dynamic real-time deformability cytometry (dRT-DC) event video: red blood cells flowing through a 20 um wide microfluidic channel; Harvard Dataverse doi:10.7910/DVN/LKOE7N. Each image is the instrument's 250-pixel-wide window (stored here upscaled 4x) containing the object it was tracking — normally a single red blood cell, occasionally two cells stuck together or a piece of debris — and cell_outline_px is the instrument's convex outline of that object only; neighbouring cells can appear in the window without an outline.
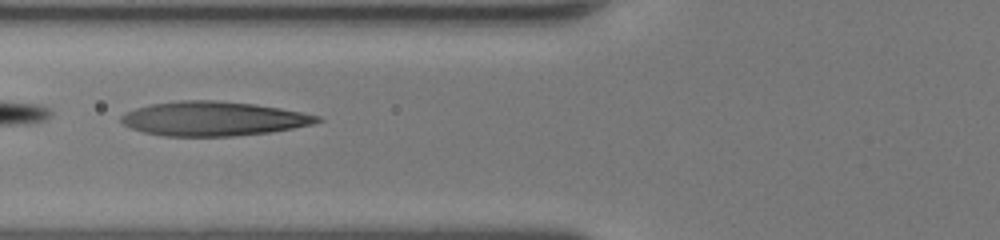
{"species": "human", "species_latin": "Homo sapiens", "temperature_condition": "room temperature", "stored_images_in_passage": 33, "camera_frame_rate_fps": 3000, "um_per_image_px": 0.085, "donor": {"sex": "female"}, "frame": {"image": 1, "passage_image": 4, "time_ms": 1.0, "image_size_px": [1000, 240], "cell_outline_px": [[324, 120], [312, 124], [292, 128], [268, 132], [232, 136], [164, 136], [144, 132], [132, 128], [124, 124], [120, 120], [120, 116], [124, 112], [136, 108], [152, 104], [180, 100], [216, 100], [256, 104], [280, 108], [320, 116]], "centroid_in_image_um": [18.12, 10.08], "position_along_channel_um": 107.7, "area_um2": 39.07}}
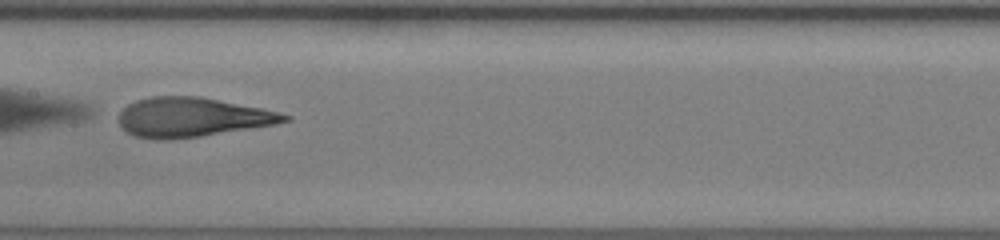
{"frame": {"image": 2, "passage_image": 10, "time_ms": 3.0, "image_size_px": [1000, 240], "cell_outline_px": [[292, 120], [276, 124], [200, 136], [172, 140], [156, 140], [136, 136], [128, 132], [120, 124], [120, 112], [128, 104], [136, 100], [152, 96], [200, 96], [280, 112], [292, 116]], "centroid_in_image_um": [16.35, 9.96], "position_along_channel_um": 191.1, "area_um2": 37.92}}
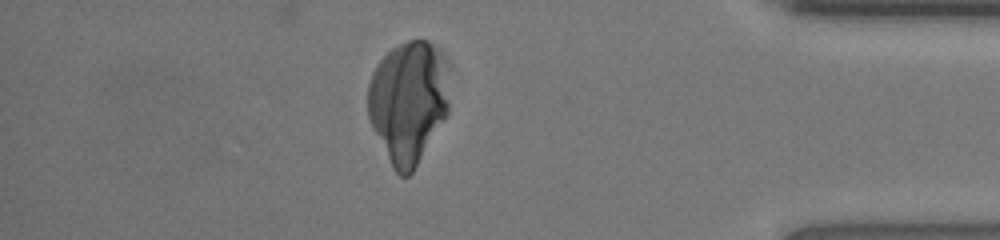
{"frame": {"image": 3, "passage_image": 27, "time_ms": 8.667, "image_size_px": [1000, 240], "cell_outline_px": [[448, 112], [412, 172], [408, 176], [400, 176], [392, 168], [372, 128], [368, 116], [368, 84], [372, 72], [376, 64], [392, 48], [408, 40], [428, 40], [440, 48], [444, 60], [448, 104]], "centroid_in_image_um": [34.66, 8.64], "position_along_channel_um": 400.5, "area_um2": 57.68}}